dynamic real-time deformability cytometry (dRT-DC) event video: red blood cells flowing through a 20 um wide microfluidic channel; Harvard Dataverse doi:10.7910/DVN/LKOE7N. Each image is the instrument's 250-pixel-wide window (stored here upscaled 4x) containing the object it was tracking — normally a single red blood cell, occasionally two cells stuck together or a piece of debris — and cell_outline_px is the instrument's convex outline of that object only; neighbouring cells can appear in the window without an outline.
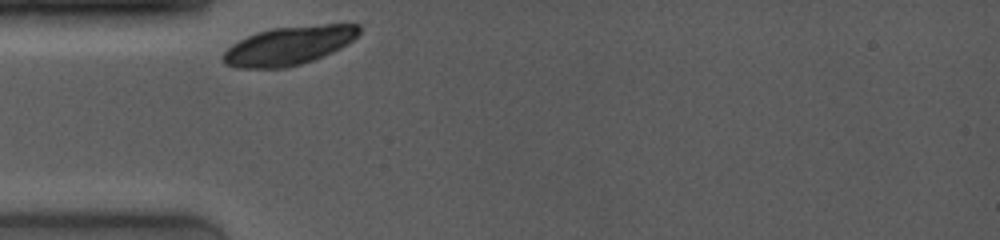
{"species": "common noctule bat (a hibernating species)", "species_latin": "Nyctalus noctula", "temperature_condition": "room temperature", "stored_images_in_passage": 11, "camera_frame_rate_fps": 4000, "um_per_image_px": 0.085, "animal": {"sex": "female", "body_mass_g": 19.0, "forearm_length_mm": 53.3}, "frame": {"image": 1, "passage_image": 1, "time_ms": 0.0, "image_size_px": [1000, 240], "cell_outline_px": [[360, 32], [352, 40], [340, 48], [332, 52], [312, 60], [300, 64], [284, 68], [236, 68], [224, 64], [220, 60], [220, 56], [232, 44], [256, 32], [272, 28], [324, 24], [360, 24]], "centroid_in_image_um": [24.51, 3.88], "position_along_channel_um": 60.5, "area_um2": 30.58}}
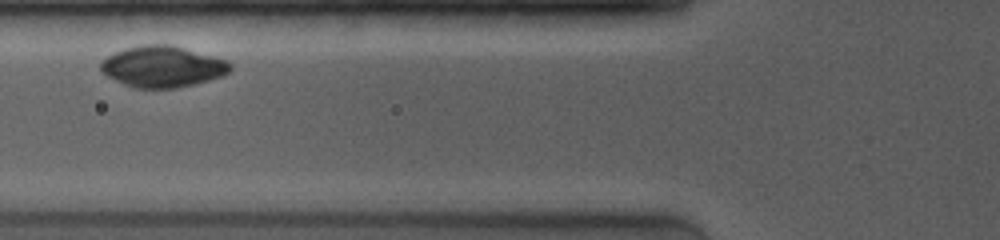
{"frame": {"image": 2, "passage_image": 8, "time_ms": 1.5, "image_size_px": [1000, 240], "cell_outline_px": [[232, 68], [228, 72], [220, 76], [208, 80], [176, 88], [132, 88], [100, 72], [100, 60], [112, 52], [124, 48], [144, 44], [168, 44], [184, 48], [212, 56], [224, 60], [232, 64]], "centroid_in_image_um": [13.73, 5.65], "position_along_channel_um": 112.1, "area_um2": 31.04}}